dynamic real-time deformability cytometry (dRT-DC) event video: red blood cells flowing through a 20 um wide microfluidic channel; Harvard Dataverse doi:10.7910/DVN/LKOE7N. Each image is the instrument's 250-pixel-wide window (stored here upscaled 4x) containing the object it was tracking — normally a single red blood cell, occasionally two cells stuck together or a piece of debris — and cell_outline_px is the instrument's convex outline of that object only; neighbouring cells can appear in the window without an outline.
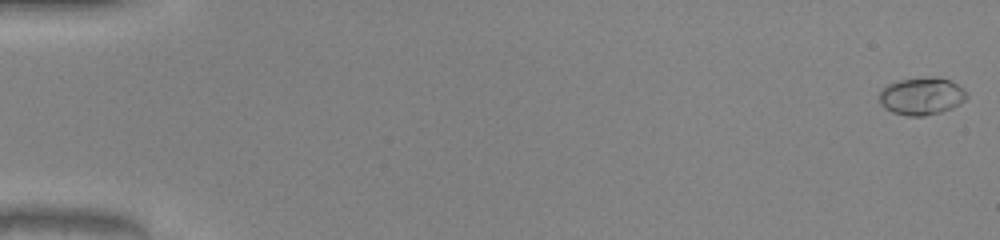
{"species": "common noctule bat (a hibernating species)", "species_latin": "Nyctalus noctula", "temperature_condition": "warm", "stored_images_in_passage": 51, "camera_frame_rate_fps": 3000, "um_per_image_px": 0.085, "animal": {"sex": "male", "body_mass_g": 20.0, "forearm_length_mm": 53.3}, "frame": {"image": 1, "passage_image": 1, "time_ms": 0.0, "image_size_px": [1000, 240], "cell_outline_px": [[968, 96], [960, 104], [952, 108], [940, 112], [924, 116], [908, 116], [892, 112], [884, 108], [880, 104], [880, 92], [888, 84], [900, 80], [924, 76], [940, 76], [964, 88], [968, 92]], "centroid_in_image_um": [78.36, 8.16], "position_along_channel_um": 6.6, "area_um2": 19.31}}
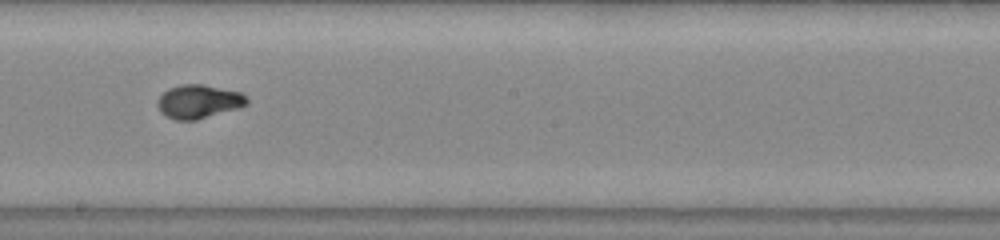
{"frame": {"image": 2, "passage_image": 30, "time_ms": 9.667, "image_size_px": [1000, 240], "cell_outline_px": [[248, 104], [240, 108], [196, 120], [176, 120], [164, 116], [160, 112], [156, 104], [156, 100], [168, 88], [180, 84], [204, 84], [240, 92], [248, 100]], "centroid_in_image_um": [16.85, 8.63], "position_along_channel_um": 231.3, "area_um2": 17.74}}
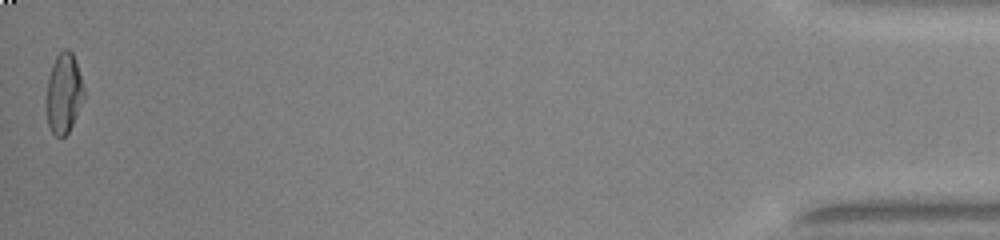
{"frame": {"image": 3, "passage_image": 51, "time_ms": 16.667, "image_size_px": [1000, 240], "cell_outline_px": [[84, 96], [72, 124], [68, 132], [64, 136], [56, 136], [52, 132], [48, 124], [44, 104], [48, 80], [52, 64], [56, 56], [64, 48], [68, 48], [72, 52], [84, 88]], "centroid_in_image_um": [5.38, 7.93], "position_along_channel_um": 429.8, "area_um2": 17.46}, "authors_computed_cell_mechanics": {"area_um2": 17.2244, "velocity_mm_per_s": 4.1236, "shape_relaxation_time_tau1_ms": 5.0973, "shape_relaxation_time_tau2_ms": null, "deformation_change_tau1": 0.221, "deformation_change_tau2": null}}